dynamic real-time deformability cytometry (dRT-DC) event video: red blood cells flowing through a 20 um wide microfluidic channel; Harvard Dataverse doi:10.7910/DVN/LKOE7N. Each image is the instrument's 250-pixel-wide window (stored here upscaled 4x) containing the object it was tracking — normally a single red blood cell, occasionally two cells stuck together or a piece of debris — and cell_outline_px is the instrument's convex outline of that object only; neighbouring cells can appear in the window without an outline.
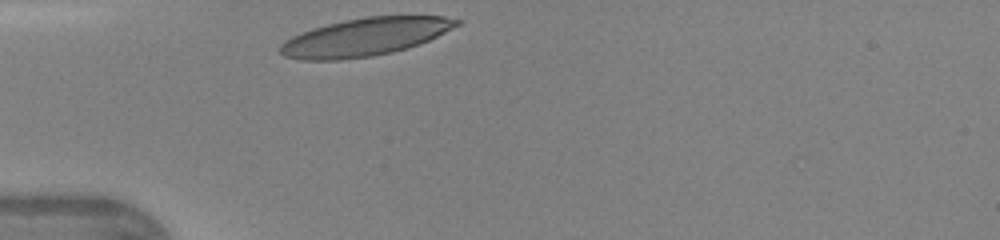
{"species": "human", "species_latin": "Homo sapiens", "temperature_condition": "warm", "stored_images_in_passage": 13, "camera_frame_rate_fps": 3000, "um_per_image_px": 0.085, "donor": {"sex": "female"}, "frame": {"image": 1, "passage_image": 1, "time_ms": 0.0, "image_size_px": [1000, 240], "cell_outline_px": [[464, 20], [460, 24], [428, 40], [392, 52], [372, 56], [340, 60], [300, 60], [284, 56], [280, 52], [280, 44], [284, 40], [292, 36], [328, 24], [344, 20], [364, 16], [444, 16]], "centroid_in_image_um": [31.01, 3.14], "position_along_channel_um": 54.0, "area_um2": 38.61}}